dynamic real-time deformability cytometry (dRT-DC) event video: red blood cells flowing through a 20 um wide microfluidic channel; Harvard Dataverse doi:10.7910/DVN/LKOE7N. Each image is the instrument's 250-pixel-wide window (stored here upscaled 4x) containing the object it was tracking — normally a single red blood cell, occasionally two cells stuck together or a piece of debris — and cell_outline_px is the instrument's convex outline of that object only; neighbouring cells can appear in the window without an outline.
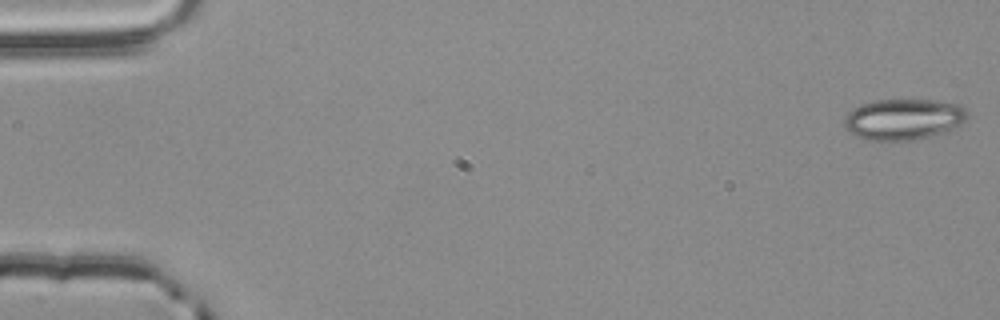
{"species": "common noctule bat (a hibernating species)", "species_latin": "Nyctalus noctula", "temperature_condition": "room temperature", "stored_images_in_passage": 54, "camera_frame_rate_fps": 3000, "um_per_image_px": 0.085, "animal": {"sex": "male", "body_mass_g": 20.4}, "frame": {"image": 1, "passage_image": 1, "time_ms": 0.0, "image_size_px": [1000, 320], "cell_outline_px": [[968, 112], [964, 120], [956, 128], [928, 136], [908, 140], [864, 140], [848, 132], [844, 128], [844, 116], [852, 108], [860, 104], [876, 100], [932, 100], [960, 104]], "centroid_in_image_um": [76.74, 10.13], "position_along_channel_um": 8.3, "area_um2": 29.42}}
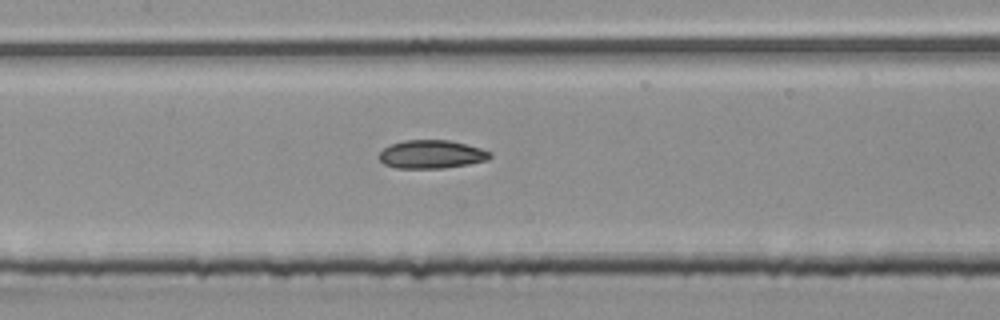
{"frame": {"image": 2, "passage_image": 26, "time_ms": 8.333, "image_size_px": [1000, 320], "cell_outline_px": [[492, 156], [488, 160], [468, 164], [444, 168], [396, 168], [384, 164], [380, 160], [380, 152], [384, 148], [392, 144], [404, 140], [448, 140], [480, 148], [492, 152]], "centroid_in_image_um": [36.69, 13.12], "position_along_channel_um": 170.7, "area_um2": 18.21}}
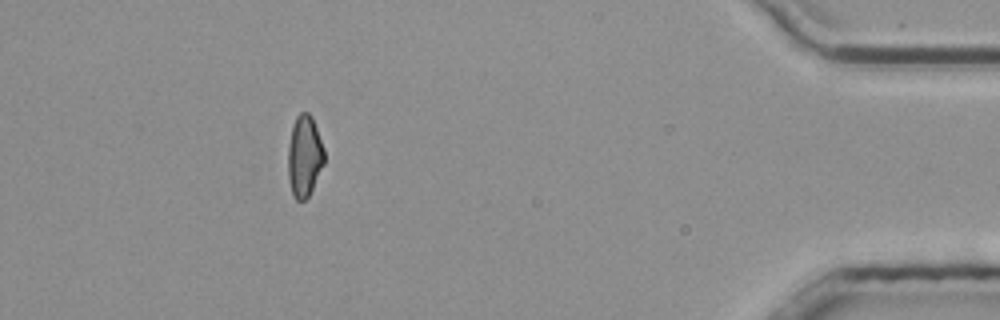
{"frame": {"image": 3, "passage_image": 49, "time_ms": 16.0, "image_size_px": [1000, 320], "cell_outline_px": [[324, 164], [308, 196], [304, 200], [296, 200], [292, 196], [288, 176], [288, 148], [292, 124], [296, 116], [300, 112], [308, 112], [312, 116], [324, 148]], "centroid_in_image_um": [25.86, 13.25], "position_along_channel_um": 409.3, "area_um2": 17.28}, "authors_computed_cell_mechanics": {"area_um2": 18.207, "velocity_mm_per_s": 3.8782, "shape_relaxation_time_tau1_ms": null, "shape_relaxation_time_tau2_ms": 4.5841, "deformation_change_tau1": null, "deformation_change_tau2": 0.0963}}